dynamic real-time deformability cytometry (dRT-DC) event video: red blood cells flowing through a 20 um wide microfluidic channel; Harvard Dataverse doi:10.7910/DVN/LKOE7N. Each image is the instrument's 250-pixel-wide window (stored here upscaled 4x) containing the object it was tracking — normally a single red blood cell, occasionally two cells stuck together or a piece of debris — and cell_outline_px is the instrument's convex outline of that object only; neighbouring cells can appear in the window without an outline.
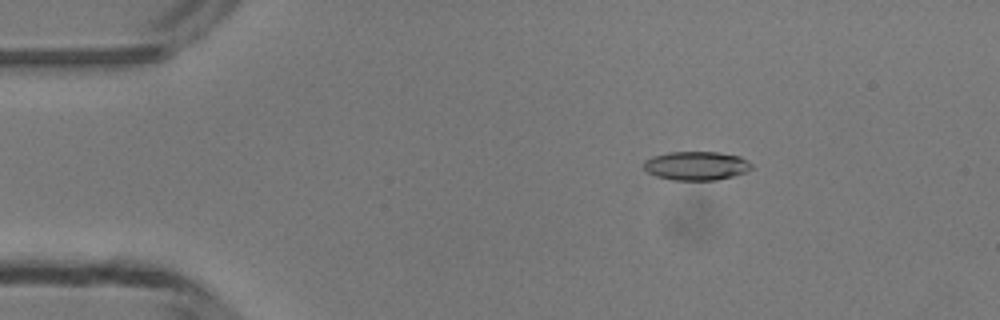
{"species": "common noctule bat (a hibernating species)", "species_latin": "Nyctalus noctula", "temperature_condition": "room temperature", "stored_images_in_passage": 49, "camera_frame_rate_fps": 3000, "um_per_image_px": 0.085, "animal": {"sex": "male", "body_mass_g": 13.3}, "frame": {"image": 1, "passage_image": 8, "time_ms": 2.333, "image_size_px": [1000, 320], "cell_outline_px": [[752, 168], [744, 172], [732, 176], [716, 180], [672, 180], [656, 176], [648, 172], [644, 168], [644, 160], [652, 156], [668, 152], [716, 152], [740, 156], [748, 160], [752, 164]], "centroid_in_image_um": [59.17, 14.08], "position_along_channel_um": 25.8, "area_um2": 18.09}}
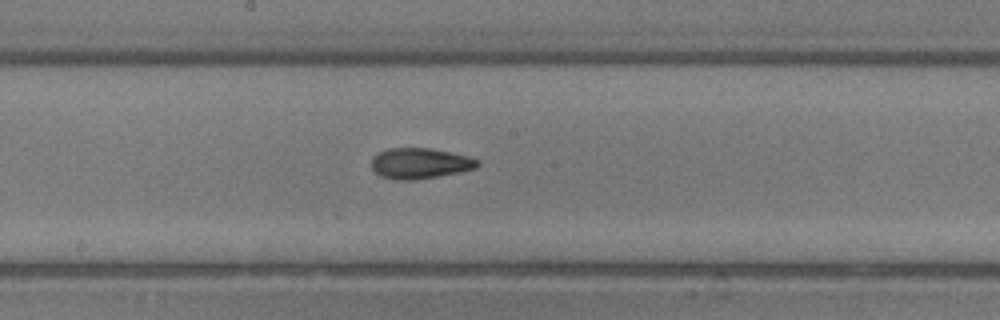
{"frame": {"image": 2, "passage_image": 26, "time_ms": 8.333, "image_size_px": [1000, 320], "cell_outline_px": [[480, 164], [476, 168], [460, 172], [416, 180], [396, 180], [380, 176], [372, 168], [372, 156], [388, 148], [432, 148], [468, 156], [480, 160]], "centroid_in_image_um": [35.71, 13.88], "position_along_channel_um": 212.5, "area_um2": 19.07}}
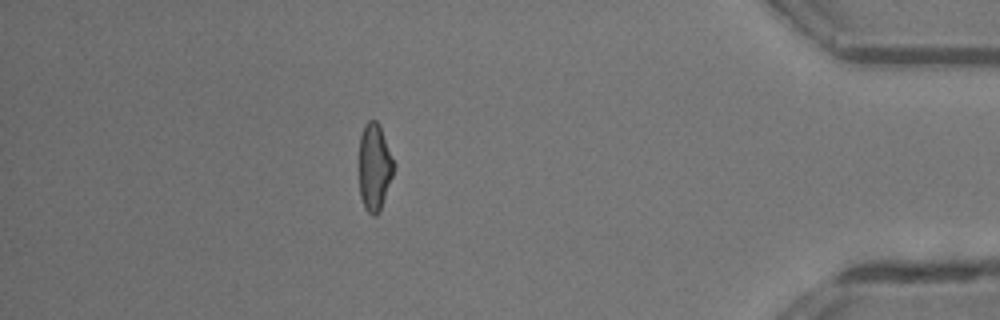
{"frame": {"image": 3, "passage_image": 43, "time_ms": 14.0, "image_size_px": [1000, 320], "cell_outline_px": [[396, 168], [380, 212], [376, 216], [372, 216], [364, 208], [360, 196], [360, 136], [364, 124], [368, 120], [376, 120], [380, 124], [396, 164]], "centroid_in_image_um": [31.87, 14.21], "position_along_channel_um": 403.3, "area_um2": 18.09}, "authors_computed_cell_mechanics": {"area_um2": 18.2648, "velocity_mm_per_s": 4.2085, "shape_relaxation_time_tau1_ms": 4.4029, "shape_relaxation_time_tau2_ms": 2.2393, "deformation_change_tau1": 0.1726, "deformation_change_tau2": 0.0955}}